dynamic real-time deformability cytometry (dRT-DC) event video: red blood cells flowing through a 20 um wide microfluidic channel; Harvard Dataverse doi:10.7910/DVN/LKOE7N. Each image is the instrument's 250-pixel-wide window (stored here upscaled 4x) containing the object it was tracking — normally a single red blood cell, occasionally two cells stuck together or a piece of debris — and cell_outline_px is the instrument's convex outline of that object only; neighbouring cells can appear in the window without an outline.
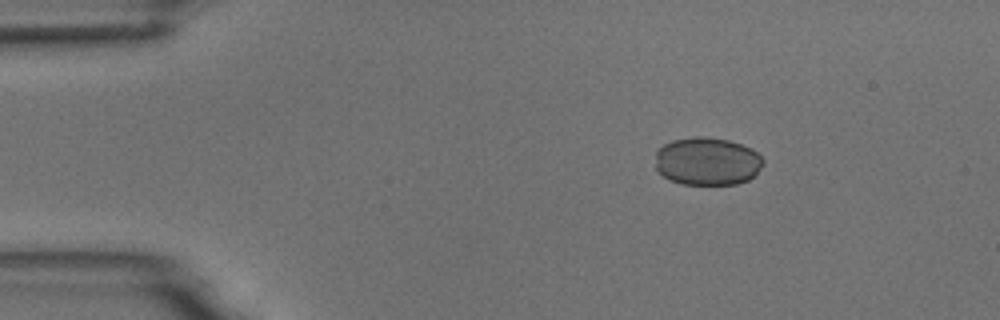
{"species": "common noctule bat (a hibernating species)", "species_latin": "Nyctalus noctula", "temperature_condition": "room temperature", "stored_images_in_passage": 6, "camera_frame_rate_fps": 3000, "um_per_image_px": 0.085, "animal": {"sex": "male", "body_mass_g": 18.8}, "frame": {"image": 1, "passage_image": 2, "time_ms": 1.333, "image_size_px": [1000, 320], "cell_outline_px": [[764, 164], [748, 180], [736, 184], [680, 184], [664, 176], [656, 168], [656, 152], [664, 144], [672, 140], [696, 136], [708, 136], [728, 140], [752, 148], [764, 160]], "centroid_in_image_um": [60.12, 13.7], "position_along_channel_um": 24.9, "area_um2": 30.11}}